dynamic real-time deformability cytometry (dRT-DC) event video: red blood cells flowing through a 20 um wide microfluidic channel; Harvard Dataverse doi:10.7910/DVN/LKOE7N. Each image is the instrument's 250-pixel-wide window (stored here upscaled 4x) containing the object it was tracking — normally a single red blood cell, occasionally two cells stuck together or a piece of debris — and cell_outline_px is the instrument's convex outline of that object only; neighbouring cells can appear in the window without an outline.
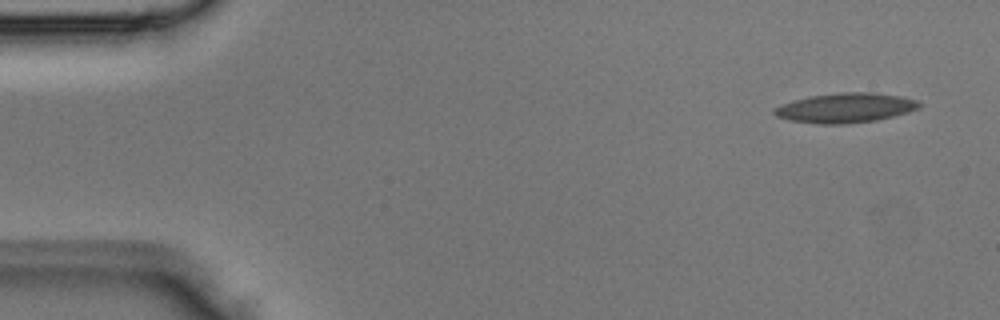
{"species": "Egyptian fruit bat (a non-hibernating species)", "species_latin": "Rousettus aegyptiacus", "temperature_condition": "room temperature", "stored_images_in_passage": 3, "camera_frame_rate_fps": 3000, "um_per_image_px": 0.085, "animal": {"sex": "male"}, "frame": {"image": 1, "passage_image": 1, "time_ms": 0.0, "image_size_px": [1000, 320], "cell_outline_px": [[924, 104], [920, 108], [908, 112], [876, 120], [844, 124], [820, 124], [788, 120], [776, 116], [772, 112], [772, 108], [792, 100], [812, 96], [840, 92], [872, 92], [900, 96], [920, 100]], "centroid_in_image_um": [71.88, 9.16], "position_along_channel_um": 13.1, "area_um2": 25.26}}